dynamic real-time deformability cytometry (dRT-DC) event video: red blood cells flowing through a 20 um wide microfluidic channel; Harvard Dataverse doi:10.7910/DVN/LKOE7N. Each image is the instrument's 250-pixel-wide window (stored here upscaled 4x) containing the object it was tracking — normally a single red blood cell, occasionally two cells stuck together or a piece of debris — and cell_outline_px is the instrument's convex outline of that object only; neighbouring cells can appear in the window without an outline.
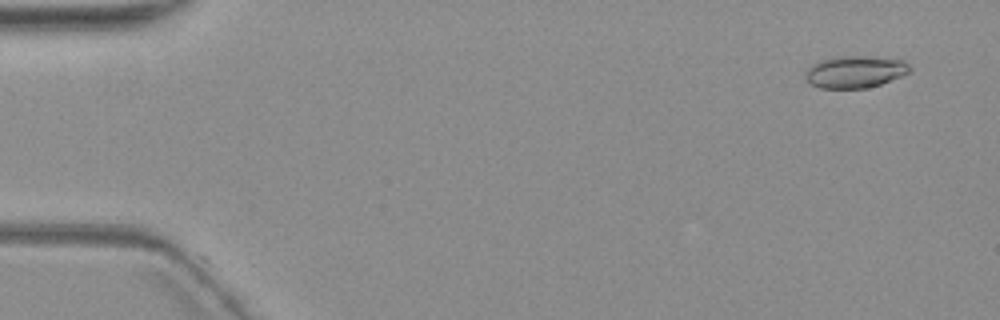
{"species": "common noctule bat (a hibernating species)", "species_latin": "Nyctalus noctula", "temperature_condition": "warm", "stored_images_in_passage": 2, "camera_frame_rate_fps": 3000, "um_per_image_px": 0.085, "animal": {"sex": "female", "body_mass_g": 19.3, "forearm_length_mm": 54.1}, "frame": {"image": 1, "passage_image": 1, "time_ms": 0.0, "image_size_px": [1000, 320], "cell_outline_px": [[912, 68], [908, 72], [900, 76], [880, 84], [868, 88], [820, 88], [812, 84], [804, 76], [804, 72], [808, 68], [824, 60], [844, 56], [856, 56], [904, 60]], "centroid_in_image_um": [72.69, 6.12], "position_along_channel_um": 12.3, "area_um2": 18.96}}